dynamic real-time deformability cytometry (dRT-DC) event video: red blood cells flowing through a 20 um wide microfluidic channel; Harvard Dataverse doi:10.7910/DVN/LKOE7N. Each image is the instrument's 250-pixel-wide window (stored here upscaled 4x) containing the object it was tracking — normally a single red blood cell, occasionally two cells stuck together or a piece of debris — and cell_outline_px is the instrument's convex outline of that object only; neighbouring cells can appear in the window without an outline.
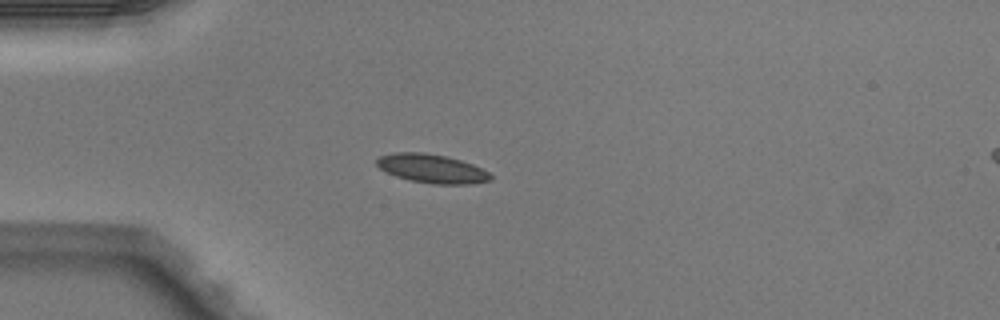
{"species": "Egyptian fruit bat (a non-hibernating species)", "species_latin": "Rousettus aegyptiacus", "temperature_condition": "warm", "stored_images_in_passage": 4, "camera_frame_rate_fps": 3000, "um_per_image_px": 0.085, "animal": {"sex": "male"}, "frame": {"image": 1, "passage_image": 4, "time_ms": 1.0, "image_size_px": [1000, 320], "cell_outline_px": [[492, 180], [468, 184], [432, 184], [412, 180], [396, 176], [380, 168], [376, 164], [376, 160], [380, 156], [396, 152], [424, 152], [444, 156], [460, 160], [472, 164], [488, 172], [492, 176]], "centroid_in_image_um": [36.71, 14.33], "position_along_channel_um": 48.3, "area_um2": 18.84}}